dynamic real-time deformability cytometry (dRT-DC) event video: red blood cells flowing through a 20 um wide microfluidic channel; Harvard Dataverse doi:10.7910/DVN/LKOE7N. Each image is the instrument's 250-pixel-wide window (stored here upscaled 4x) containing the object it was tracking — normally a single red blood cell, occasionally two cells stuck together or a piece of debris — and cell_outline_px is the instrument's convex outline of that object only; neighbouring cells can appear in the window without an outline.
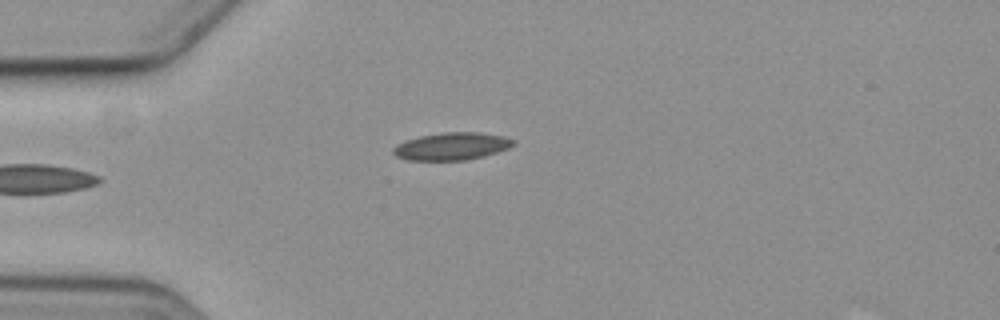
{"species": "common noctule bat (a hibernating species)", "species_latin": "Nyctalus noctula", "temperature_condition": "cold", "stored_images_in_passage": 4, "camera_frame_rate_fps": 3000, "um_per_image_px": 0.085, "animal": {"sex": "female", "body_mass_g": 19.3, "forearm_length_mm": 54.1}, "frame": {"image": 1, "passage_image": 4, "time_ms": 5.0, "image_size_px": [1000, 320], "cell_outline_px": [[516, 144], [508, 148], [484, 156], [464, 160], [408, 160], [396, 156], [392, 152], [392, 148], [396, 144], [404, 140], [420, 136], [444, 132], [476, 132], [504, 136], [516, 140]], "centroid_in_image_um": [38.39, 12.43], "position_along_channel_um": 46.6, "area_um2": 19.31}}